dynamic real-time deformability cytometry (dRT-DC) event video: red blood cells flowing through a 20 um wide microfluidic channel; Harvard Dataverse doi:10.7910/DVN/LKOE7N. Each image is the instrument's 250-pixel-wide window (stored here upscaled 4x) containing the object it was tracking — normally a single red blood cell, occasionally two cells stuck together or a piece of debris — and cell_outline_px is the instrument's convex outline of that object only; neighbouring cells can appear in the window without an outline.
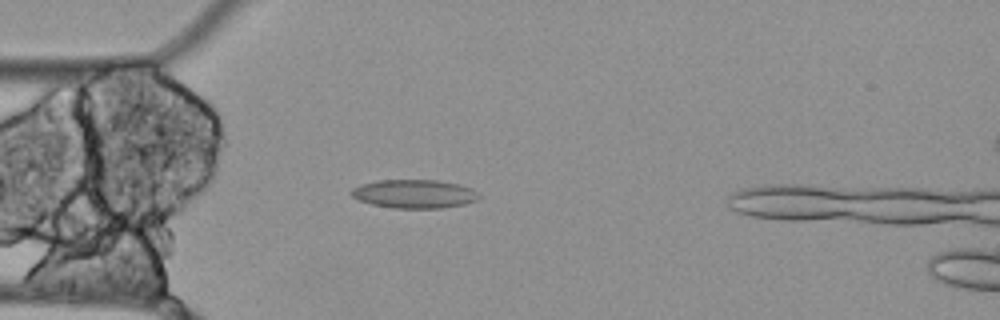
{"species": "Egyptian fruit bat (a non-hibernating species)", "species_latin": "Rousettus aegyptiacus", "temperature_condition": "cold", "stored_images_in_passage": 43, "camera_frame_rate_fps": 3000, "um_per_image_px": 0.085, "animal": {"sex": "female"}, "frame": {"image": 1, "passage_image": 6, "time_ms": 1.667, "image_size_px": [1000, 320], "cell_outline_px": [[480, 196], [476, 200], [464, 204], [440, 208], [392, 208], [372, 204], [360, 200], [352, 196], [348, 192], [352, 188], [360, 184], [380, 180], [436, 180], [460, 184], [472, 188]], "centroid_in_image_um": [35.19, 16.47], "position_along_channel_um": 49.8, "area_um2": 21.27}}
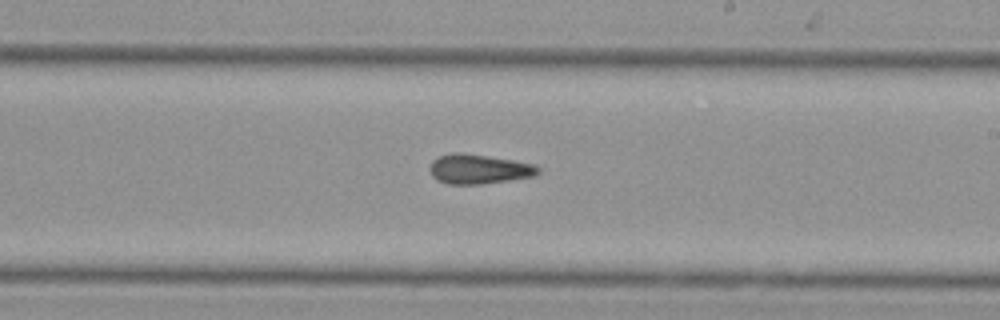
{"frame": {"image": 2, "passage_image": 23, "time_ms": 7.333, "image_size_px": [1000, 320], "cell_outline_px": [[540, 172], [536, 176], [480, 184], [448, 184], [436, 180], [432, 176], [428, 168], [432, 160], [440, 156], [456, 152], [460, 152], [512, 160], [536, 164], [540, 168]], "centroid_in_image_um": [40.69, 14.38], "position_along_channel_um": 248.3, "area_um2": 18.73}}
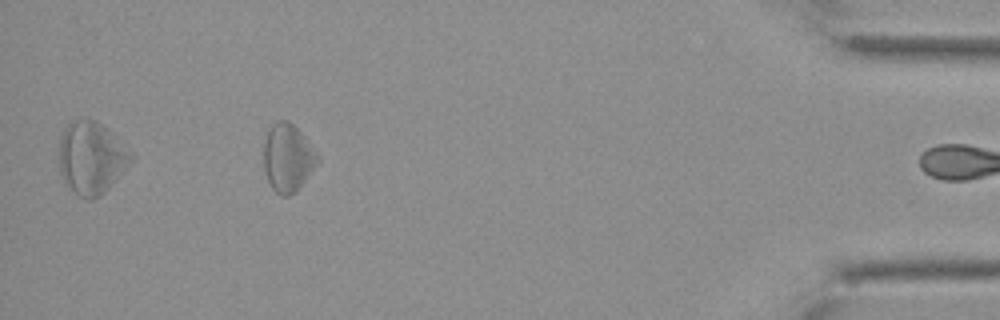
{"frame": {"image": 3, "passage_image": 42, "time_ms": 13.667, "image_size_px": [1000, 320], "cell_outline_px": [[320, 160], [296, 192], [288, 196], [280, 196], [272, 188], [268, 180], [264, 168], [264, 140], [272, 124], [276, 120], [288, 120], [304, 136], [320, 156]], "centroid_in_image_um": [24.46, 13.42], "position_along_channel_um": 410.7, "area_um2": 21.27}}